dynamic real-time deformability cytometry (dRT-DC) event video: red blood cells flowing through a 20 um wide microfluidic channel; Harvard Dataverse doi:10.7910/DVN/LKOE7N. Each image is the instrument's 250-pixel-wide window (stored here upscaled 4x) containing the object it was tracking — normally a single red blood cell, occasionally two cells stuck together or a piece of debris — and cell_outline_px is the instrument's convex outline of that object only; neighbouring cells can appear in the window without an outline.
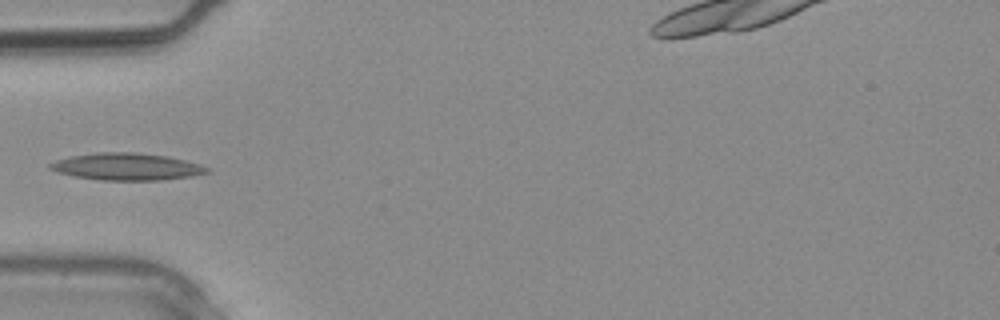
{"species": "common noctule bat (a hibernating species)", "species_latin": "Nyctalus noctula", "temperature_condition": "warm", "stored_images_in_passage": 5, "camera_frame_rate_fps": 3000, "um_per_image_px": 0.085, "animal": {"sex": "male", "body_mass_g": 20.4}, "frame": {"image": 1, "passage_image": 2, "time_ms": 0.333, "image_size_px": [1000, 320], "cell_outline_px": [[212, 172], [188, 176], [160, 180], [100, 180], [76, 176], [56, 172], [48, 168], [48, 164], [56, 160], [68, 156], [96, 152], [136, 152], [168, 156], [200, 164], [208, 168]], "centroid_in_image_um": [10.73, 14.15], "position_along_channel_um": 74.3, "area_um2": 24.8}}